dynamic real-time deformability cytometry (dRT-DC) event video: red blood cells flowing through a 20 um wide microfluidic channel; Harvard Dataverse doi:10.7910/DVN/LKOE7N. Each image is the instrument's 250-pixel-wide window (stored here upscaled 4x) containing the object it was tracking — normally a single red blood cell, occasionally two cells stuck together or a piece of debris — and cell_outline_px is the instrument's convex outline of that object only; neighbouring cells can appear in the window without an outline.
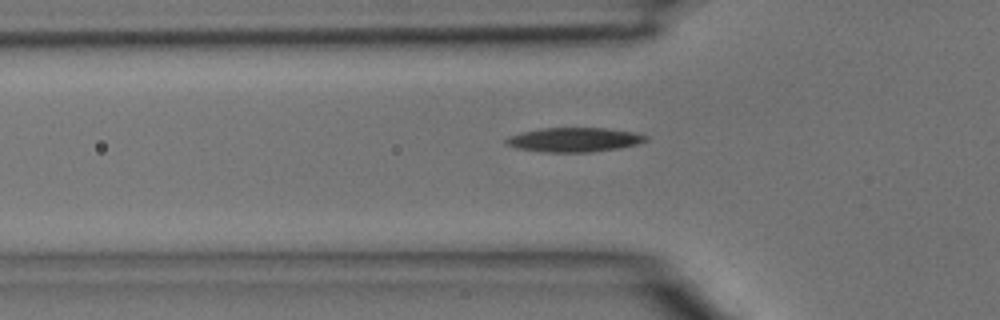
{"species": "common noctule bat (a hibernating species)", "species_latin": "Nyctalus noctula", "temperature_condition": "room temperature", "stored_images_in_passage": 32, "camera_frame_rate_fps": 3000, "um_per_image_px": 0.085, "animal": {"sex": "male", "body_mass_g": 15.6}, "frame": {"image": 1, "passage_image": 2, "time_ms": 0.333, "image_size_px": [1000, 320], "cell_outline_px": [[648, 140], [640, 144], [620, 148], [592, 152], [540, 152], [516, 148], [504, 144], [504, 140], [508, 136], [520, 132], [540, 128], [604, 128], [636, 132], [648, 136]], "centroid_in_image_um": [48.8, 11.88], "position_along_channel_um": 77.0, "area_um2": 20.17}}
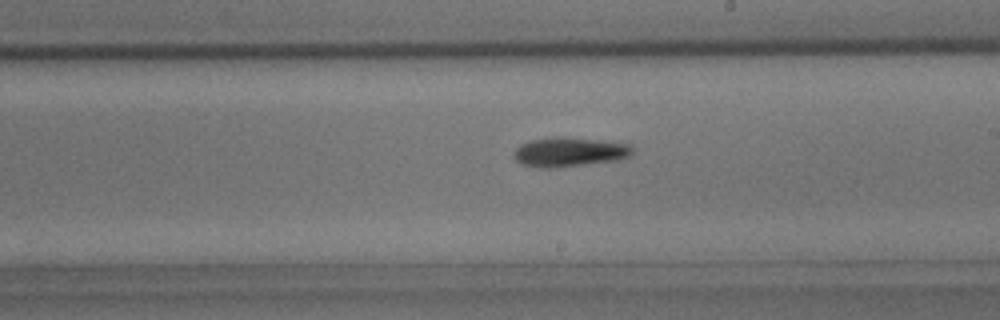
{"frame": {"image": 2, "passage_image": 13, "time_ms": 4.0, "image_size_px": [1000, 320], "cell_outline_px": [[636, 148], [628, 156], [620, 160], [552, 168], [540, 168], [524, 164], [516, 160], [512, 156], [516, 148], [520, 144], [532, 140], [556, 136], [600, 140], [628, 144]], "centroid_in_image_um": [48.4, 12.92], "position_along_channel_um": 240.6, "area_um2": 20.29}}
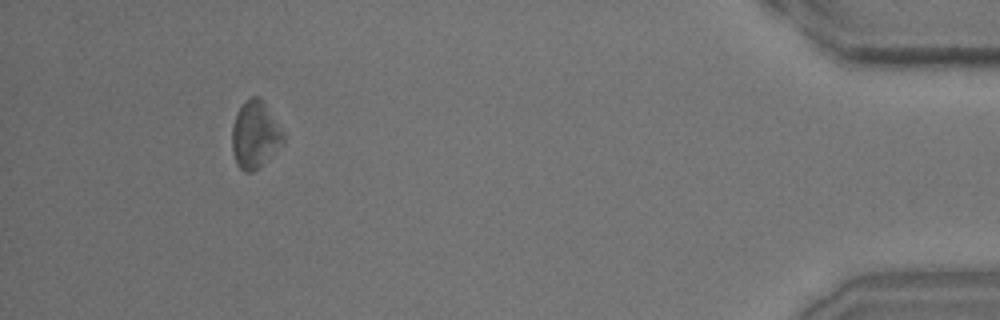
{"frame": {"image": 3, "passage_image": 29, "time_ms": 9.333, "image_size_px": [1000, 320], "cell_outline_px": [[284, 144], [276, 152], [252, 172], [244, 172], [236, 164], [232, 152], [232, 124], [236, 112], [244, 100], [252, 96], [260, 96], [284, 132]], "centroid_in_image_um": [21.67, 11.43], "position_along_channel_um": 413.5, "area_um2": 20.35}}